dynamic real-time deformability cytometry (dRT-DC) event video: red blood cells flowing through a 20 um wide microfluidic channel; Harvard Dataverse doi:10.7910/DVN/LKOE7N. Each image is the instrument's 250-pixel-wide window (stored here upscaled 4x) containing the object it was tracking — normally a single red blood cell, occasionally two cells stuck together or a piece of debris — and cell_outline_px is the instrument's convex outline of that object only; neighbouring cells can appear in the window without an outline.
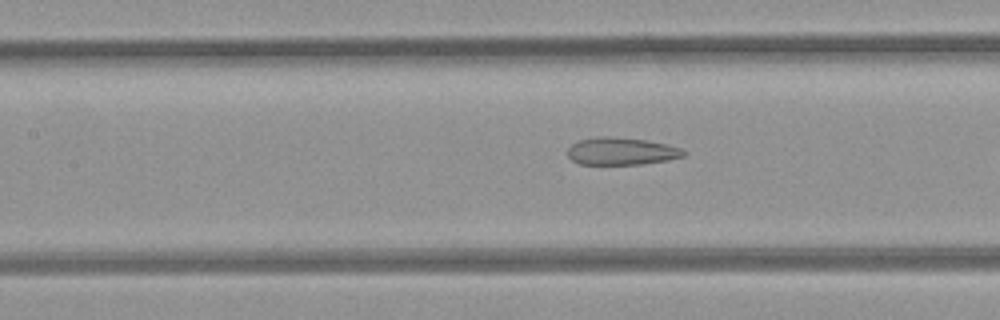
{"species": "common noctule bat (a hibernating species)", "species_latin": "Nyctalus noctula", "temperature_condition": "room temperature", "stored_images_in_passage": 30, "camera_frame_rate_fps": 3000, "um_per_image_px": 0.085, "animal": {"sex": "female", "body_mass_g": 21.9}, "frame": {"image": 1, "passage_image": 13, "time_ms": 4.0, "image_size_px": [1000, 320], "cell_outline_px": [[688, 152], [684, 156], [668, 160], [644, 164], [580, 164], [572, 160], [568, 156], [568, 148], [572, 144], [580, 140], [596, 136], [608, 136], [644, 140], [668, 144], [680, 148]], "centroid_in_image_um": [52.83, 12.85], "position_along_channel_um": 154.6, "area_um2": 18.55}}